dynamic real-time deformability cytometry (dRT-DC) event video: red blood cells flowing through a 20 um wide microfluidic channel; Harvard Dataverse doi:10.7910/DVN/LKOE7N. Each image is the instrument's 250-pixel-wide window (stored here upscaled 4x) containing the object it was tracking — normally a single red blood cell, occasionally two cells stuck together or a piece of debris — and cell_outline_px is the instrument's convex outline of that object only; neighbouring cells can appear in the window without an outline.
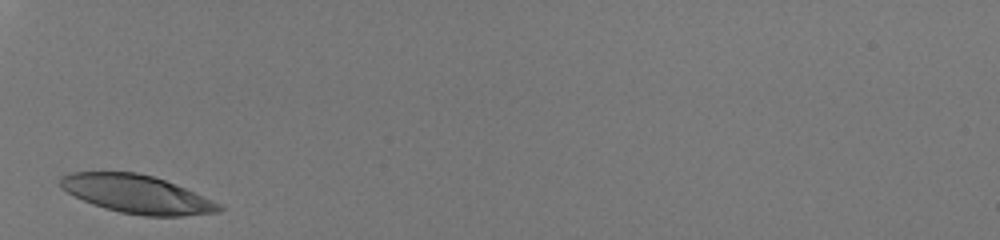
{"species": "human", "species_latin": "Homo sapiens", "temperature_condition": "room temperature", "stored_images_in_passage": 26, "camera_frame_rate_fps": 3000, "um_per_image_px": 0.085, "donor": {"sex": "male"}, "frame": {"image": 1, "passage_image": 1, "time_ms": 0.0, "image_size_px": [1000, 240], "cell_outline_px": [[224, 208], [220, 212], [180, 216], [144, 216], [120, 212], [104, 208], [92, 204], [60, 188], [60, 176], [72, 172], [136, 172], [152, 176], [164, 180], [184, 188], [212, 200], [220, 204]], "centroid_in_image_um": [11.62, 16.51], "position_along_channel_um": 73.4, "area_um2": 35.03}}
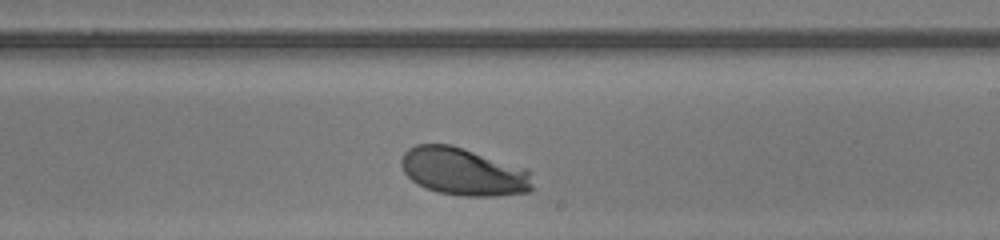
{"frame": {"image": 2, "passage_image": 15, "time_ms": 4.667, "image_size_px": [1000, 240], "cell_outline_px": [[532, 188], [528, 192], [496, 196], [460, 196], [436, 192], [412, 180], [404, 172], [400, 164], [400, 160], [404, 152], [408, 148], [416, 144], [448, 144], [528, 168], [532, 172]], "centroid_in_image_um": [39.41, 14.59], "position_along_channel_um": 249.6, "area_um2": 36.59}}
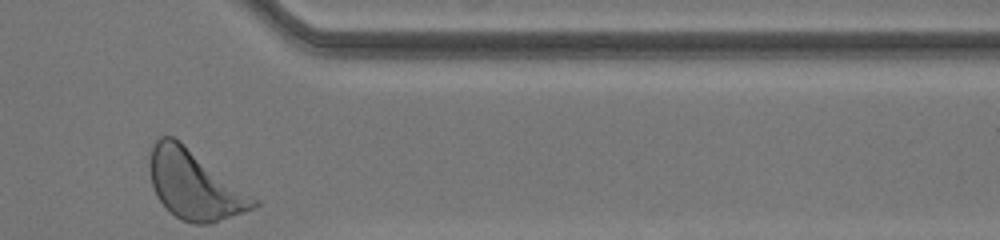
{"frame": {"image": 3, "passage_image": 26, "time_ms": 8.333, "image_size_px": [1000, 240], "cell_outline_px": [[260, 204], [244, 212], [208, 224], [192, 224], [180, 220], [156, 196], [152, 188], [148, 168], [148, 156], [152, 144], [160, 136], [172, 136], [180, 140], [260, 200]], "centroid_in_image_um": [16.51, 15.68], "position_along_channel_um": 394.9, "area_um2": 42.19}, "authors_computed_cell_mechanics": {"area_um2": 36.414, "velocity_mm_per_s": 4.0092, "shape_relaxation_time_tau1_ms": 2.471, "shape_relaxation_time_tau2_ms": null, "deformation_change_tau1": 0.1542, "deformation_change_tau2": null}}